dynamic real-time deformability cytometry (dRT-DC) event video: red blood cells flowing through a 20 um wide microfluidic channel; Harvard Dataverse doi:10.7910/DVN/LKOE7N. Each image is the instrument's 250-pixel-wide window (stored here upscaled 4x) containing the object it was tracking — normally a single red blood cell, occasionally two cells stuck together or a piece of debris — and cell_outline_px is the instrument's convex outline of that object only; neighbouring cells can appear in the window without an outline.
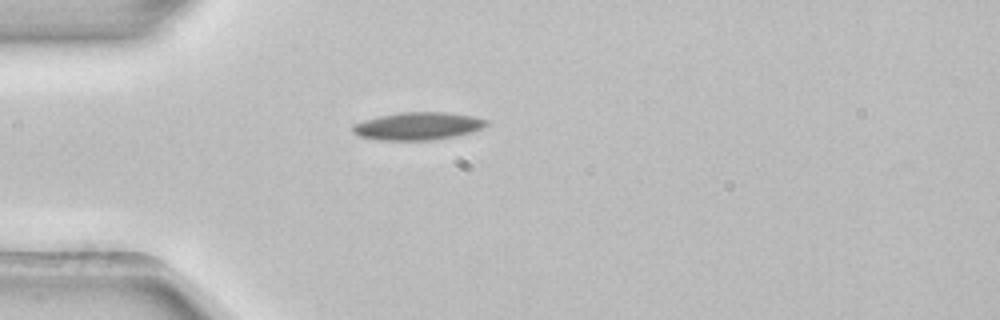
{"species": "common noctule bat (a hibernating species)", "species_latin": "Nyctalus noctula", "temperature_condition": "room temperature", "stored_images_in_passage": 4, "camera_frame_rate_fps": 3000, "um_per_image_px": 0.085, "animal": {"sex": "female", "body_mass_g": 22.7, "forearm_length_mm": 54.2}, "frame": {"image": 1, "passage_image": 4, "time_ms": 1.0, "image_size_px": [1000, 320], "cell_outline_px": [[488, 124], [484, 128], [472, 132], [456, 136], [432, 140], [380, 140], [360, 136], [352, 132], [352, 124], [364, 120], [380, 116], [400, 112], [448, 112], [472, 116], [488, 120]], "centroid_in_image_um": [35.54, 10.71], "position_along_channel_um": 49.5, "area_um2": 21.68}}